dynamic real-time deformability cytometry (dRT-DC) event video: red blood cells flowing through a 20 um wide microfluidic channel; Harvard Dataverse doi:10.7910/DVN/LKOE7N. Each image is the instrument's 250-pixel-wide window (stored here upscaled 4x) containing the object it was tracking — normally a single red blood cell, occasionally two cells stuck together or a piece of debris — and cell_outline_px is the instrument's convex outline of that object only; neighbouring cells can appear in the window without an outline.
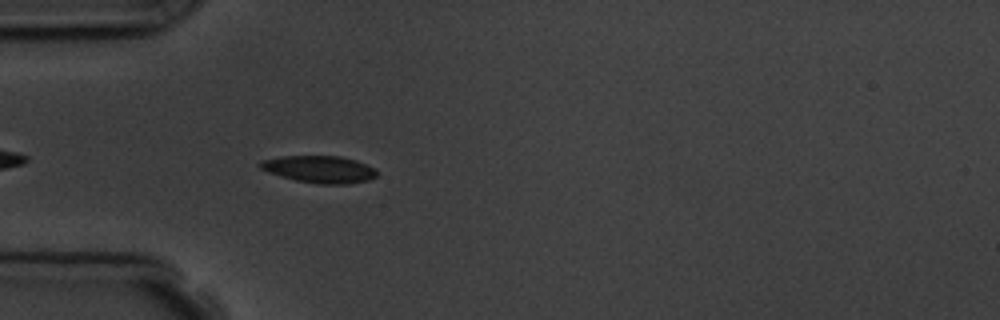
{"species": "common noctule bat (a hibernating species)", "species_latin": "Nyctalus noctula", "temperature_condition": "room temperature", "stored_images_in_passage": 4, "camera_frame_rate_fps": 3000, "um_per_image_px": 0.085, "animal": {"sex": "male", "body_mass_g": 19.5, "forearm_length_mm": 54.6}, "frame": {"image": 1, "passage_image": 4, "time_ms": 4.333, "image_size_px": [1000, 320], "cell_outline_px": [[376, 176], [368, 180], [348, 184], [316, 184], [296, 180], [268, 172], [260, 168], [256, 164], [260, 160], [280, 156], [340, 156], [356, 160], [376, 168]], "centroid_in_image_um": [27.13, 14.38], "position_along_channel_um": 57.9, "area_um2": 18.55}}